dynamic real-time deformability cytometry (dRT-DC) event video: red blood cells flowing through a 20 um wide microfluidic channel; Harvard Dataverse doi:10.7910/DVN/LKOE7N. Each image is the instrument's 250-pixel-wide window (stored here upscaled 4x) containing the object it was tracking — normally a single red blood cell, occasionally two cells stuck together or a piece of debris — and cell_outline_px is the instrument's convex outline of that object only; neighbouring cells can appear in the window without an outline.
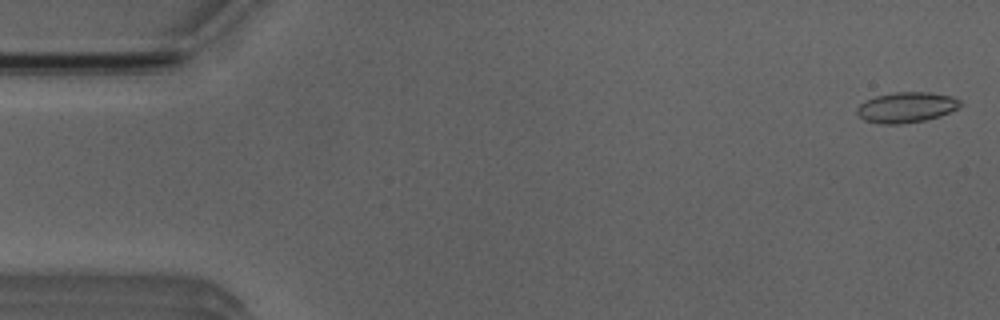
{"species": "Egyptian fruit bat (a non-hibernating species)", "species_latin": "Rousettus aegyptiacus", "temperature_condition": "room temperature", "stored_images_in_passage": 9, "camera_frame_rate_fps": 3000, "um_per_image_px": 0.085, "animal": {"sex": "male"}, "frame": {"image": 1, "passage_image": 1, "time_ms": 0.0, "image_size_px": [1000, 320], "cell_outline_px": [[964, 104], [940, 116], [924, 120], [900, 124], [880, 124], [864, 120], [856, 112], [856, 108], [864, 100], [876, 96], [896, 92], [928, 92], [952, 96], [960, 100]], "centroid_in_image_um": [77.02, 9.12], "position_along_channel_um": 8.0, "area_um2": 18.32}}
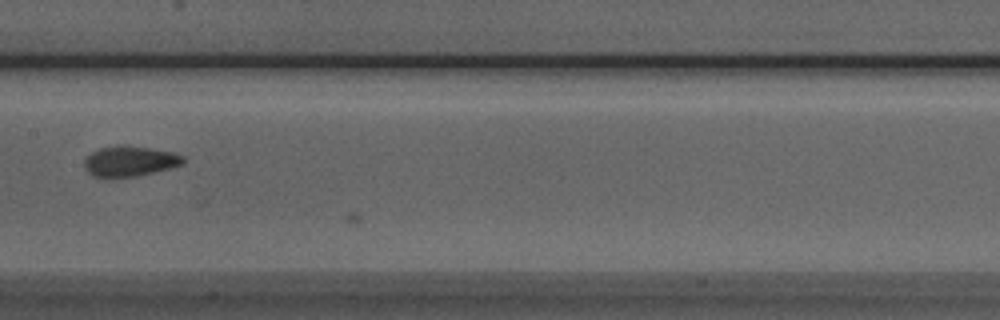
{"frame": {"image": 2, "passage_image": 8, "time_ms": 8.0, "image_size_px": [1000, 320], "cell_outline_px": [[184, 160], [180, 164], [168, 168], [136, 176], [96, 176], [88, 172], [84, 168], [84, 160], [92, 152], [100, 148], [120, 144], [148, 148], [172, 152], [184, 156]], "centroid_in_image_um": [11.0, 13.67], "position_along_channel_um": 196.4, "area_um2": 16.99}}